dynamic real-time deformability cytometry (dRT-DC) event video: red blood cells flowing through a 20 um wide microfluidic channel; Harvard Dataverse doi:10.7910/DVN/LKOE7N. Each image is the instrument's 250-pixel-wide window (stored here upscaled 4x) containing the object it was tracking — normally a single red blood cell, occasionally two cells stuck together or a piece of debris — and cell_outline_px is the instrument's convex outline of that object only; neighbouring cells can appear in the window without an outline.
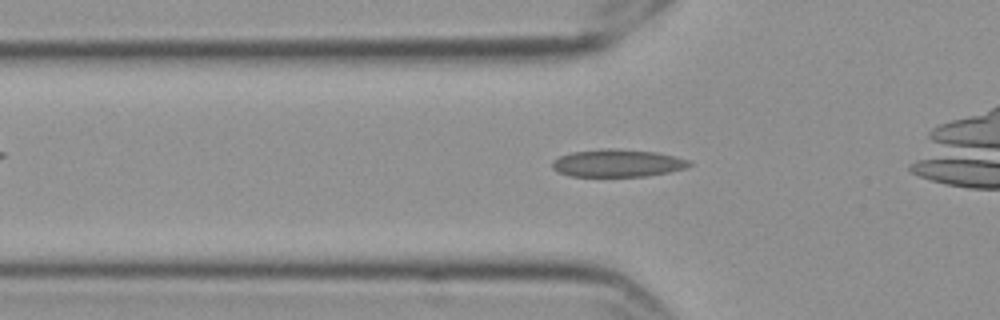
{"species": "Egyptian fruit bat (a non-hibernating species)", "species_latin": "Rousettus aegyptiacus", "temperature_condition": "cold", "stored_images_in_passage": 33, "camera_frame_rate_fps": 3000, "um_per_image_px": 0.085, "frame": {"image": 1, "passage_image": 5, "time_ms": 1.333, "image_size_px": [1000, 320], "cell_outline_px": [[692, 164], [688, 168], [668, 172], [644, 176], [568, 176], [552, 168], [552, 160], [560, 156], [572, 152], [600, 148], [612, 148], [656, 152], [688, 160]], "centroid_in_image_um": [52.46, 13.86], "position_along_channel_um": 73.3, "area_um2": 21.96}}
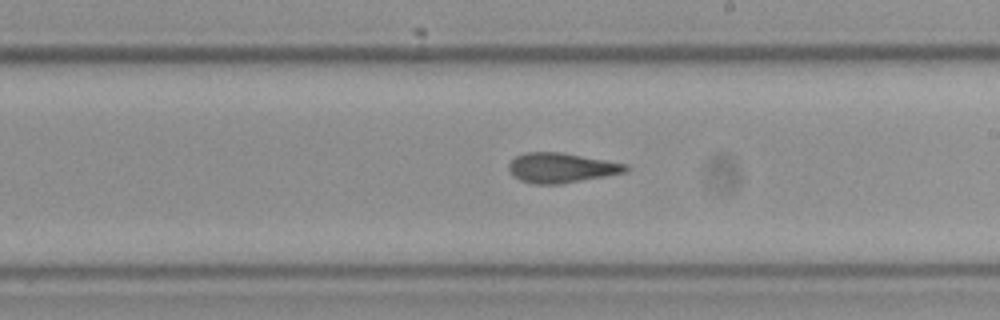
{"frame": {"image": 2, "passage_image": 19, "time_ms": 6.0, "image_size_px": [1000, 320], "cell_outline_px": [[628, 168], [624, 172], [604, 176], [560, 184], [532, 184], [520, 180], [508, 168], [508, 164], [516, 156], [524, 152], [556, 152], [628, 164]], "centroid_in_image_um": [47.67, 14.27], "position_along_channel_um": 241.3, "area_um2": 19.88}}
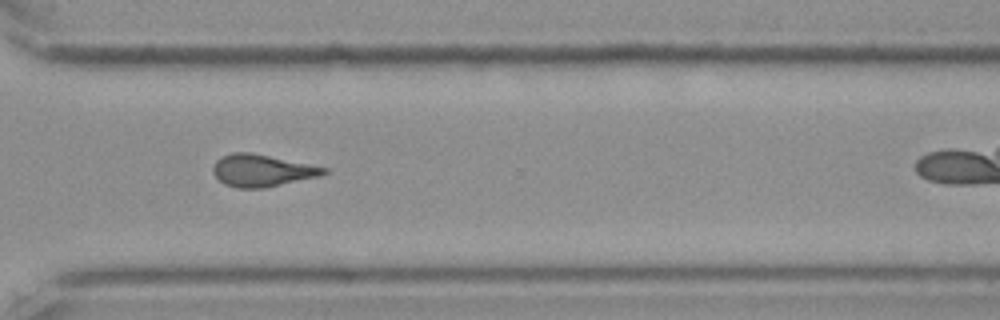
{"frame": {"image": 3, "passage_image": 28, "time_ms": 9.0, "image_size_px": [1000, 320], "cell_outline_px": [[328, 172], [320, 176], [264, 188], [236, 188], [224, 184], [212, 172], [212, 168], [216, 160], [232, 152], [252, 152], [328, 168]], "centroid_in_image_um": [22.26, 14.49], "position_along_channel_um": 348.3, "area_um2": 20.69}}